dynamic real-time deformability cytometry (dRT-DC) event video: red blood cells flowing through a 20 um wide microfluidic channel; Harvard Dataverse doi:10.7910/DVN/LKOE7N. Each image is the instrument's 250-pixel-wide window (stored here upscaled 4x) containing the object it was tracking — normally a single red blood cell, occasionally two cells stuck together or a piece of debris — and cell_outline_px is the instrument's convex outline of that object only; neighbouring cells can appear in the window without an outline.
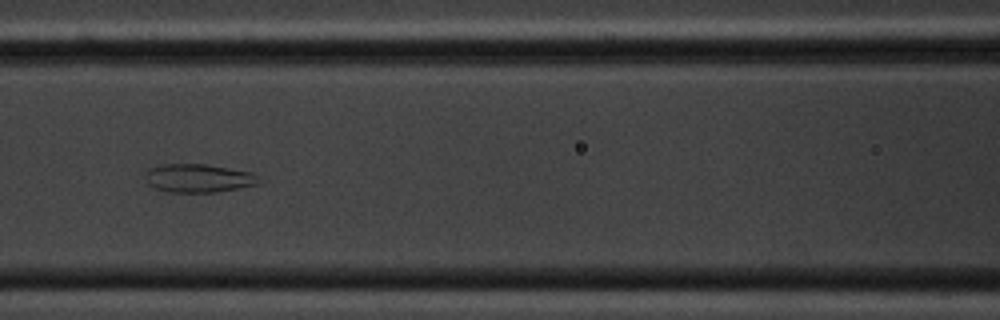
{"species": "common noctule bat (a hibernating species)", "species_latin": "Nyctalus noctula", "temperature_condition": "cold", "stored_images_in_passage": 14, "camera_frame_rate_fps": 3000, "um_per_image_px": 0.085, "animal": {"sex": "male", "body_mass_g": 20.1, "forearm_length_mm": 53.5}, "frame": {"image": 1, "passage_image": 5, "time_ms": 4.667, "image_size_px": [1000, 320], "cell_outline_px": [[260, 184], [216, 192], [164, 192], [148, 184], [148, 168], [164, 164], [204, 164], [252, 172], [256, 176]], "centroid_in_image_um": [16.88, 15.15], "position_along_channel_um": 149.7, "area_um2": 18.55}}
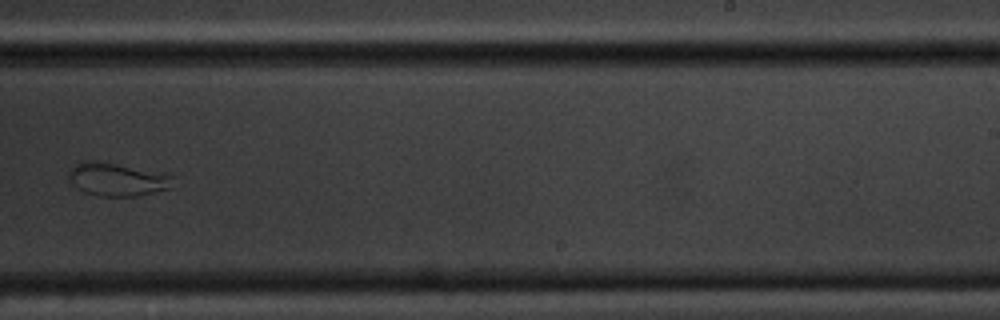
{"frame": {"image": 2, "passage_image": 8, "time_ms": 8.333, "image_size_px": [1000, 320], "cell_outline_px": [[172, 188], [136, 196], [96, 196], [84, 192], [76, 188], [68, 180], [68, 172], [76, 164], [84, 160], [96, 160], [116, 164], [172, 176]], "centroid_in_image_um": [9.87, 15.26], "position_along_channel_um": 279.1, "area_um2": 19.88}}
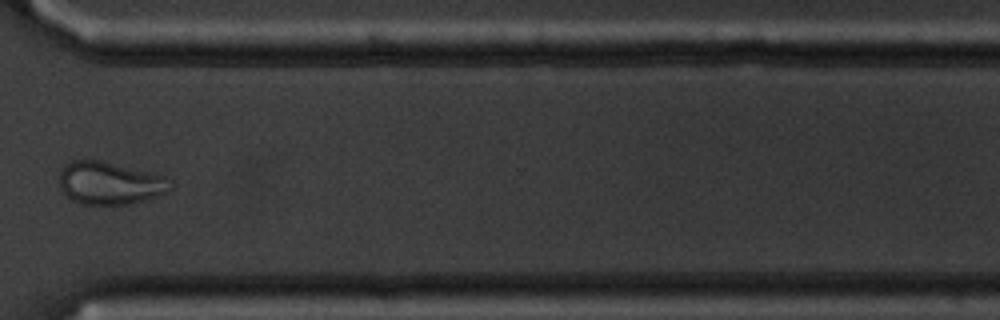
{"frame": {"image": 3, "passage_image": 10, "time_ms": 10.667, "image_size_px": [1000, 320], "cell_outline_px": [[172, 188], [168, 192], [128, 204], [80, 204], [72, 200], [60, 188], [60, 172], [64, 164], [72, 160], [100, 160], [168, 176], [172, 180]], "centroid_in_image_um": [9.35, 15.55], "position_along_channel_um": 361.2, "area_um2": 27.69}}